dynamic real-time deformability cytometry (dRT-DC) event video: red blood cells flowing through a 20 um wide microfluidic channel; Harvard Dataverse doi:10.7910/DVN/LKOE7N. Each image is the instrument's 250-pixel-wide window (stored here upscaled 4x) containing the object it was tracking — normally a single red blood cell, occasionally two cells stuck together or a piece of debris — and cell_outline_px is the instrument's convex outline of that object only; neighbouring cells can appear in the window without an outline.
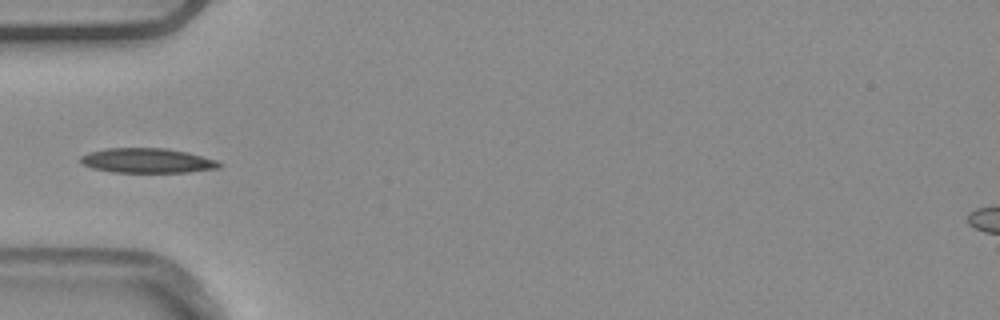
{"species": "common noctule bat (a hibernating species)", "species_latin": "Nyctalus noctula", "temperature_condition": "warm", "stored_images_in_passage": 4, "camera_frame_rate_fps": 3000, "um_per_image_px": 0.085, "animal": {"sex": "male", "body_mass_g": 20.4}, "frame": {"image": 1, "passage_image": 4, "time_ms": 1.0, "image_size_px": [1000, 320], "cell_outline_px": [[224, 164], [220, 168], [188, 172], [112, 172], [92, 168], [80, 164], [80, 156], [88, 152], [104, 148], [164, 148], [188, 152], [216, 160]], "centroid_in_image_um": [12.49, 13.65], "position_along_channel_um": 72.5, "area_um2": 20.17}}